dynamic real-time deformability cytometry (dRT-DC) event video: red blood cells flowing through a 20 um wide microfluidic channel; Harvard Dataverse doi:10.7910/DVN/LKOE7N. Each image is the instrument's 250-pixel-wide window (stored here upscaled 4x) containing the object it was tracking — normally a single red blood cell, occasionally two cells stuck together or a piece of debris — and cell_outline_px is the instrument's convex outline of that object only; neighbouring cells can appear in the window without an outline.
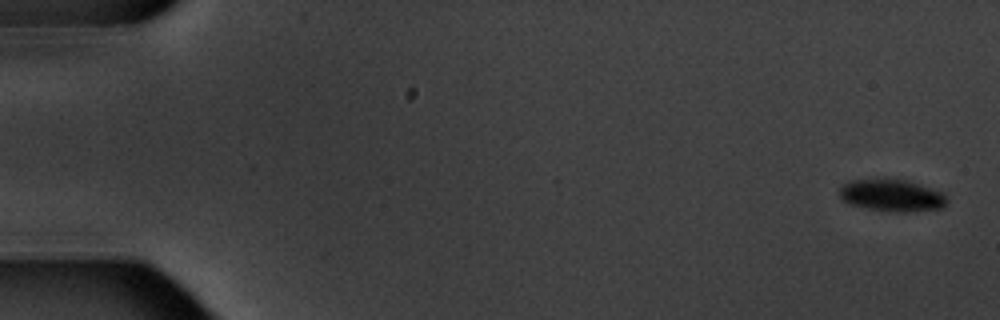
{"species": "common noctule bat (a hibernating species)", "species_latin": "Nyctalus noctula", "temperature_condition": "warm", "stored_images_in_passage": 6, "camera_frame_rate_fps": 3000, "um_per_image_px": 0.085, "animal": {"sex": "male", "body_mass_g": 20.1, "forearm_length_mm": 53.5}, "frame": {"image": 1, "passage_image": 1, "time_ms": 0.0, "image_size_px": [1000, 320], "cell_outline_px": [[948, 200], [944, 208], [904, 212], [896, 212], [868, 208], [848, 204], [840, 196], [840, 188], [844, 184], [852, 180], [908, 180], [944, 192]], "centroid_in_image_um": [75.87, 16.62], "position_along_channel_um": 9.1, "area_um2": 19.88}}
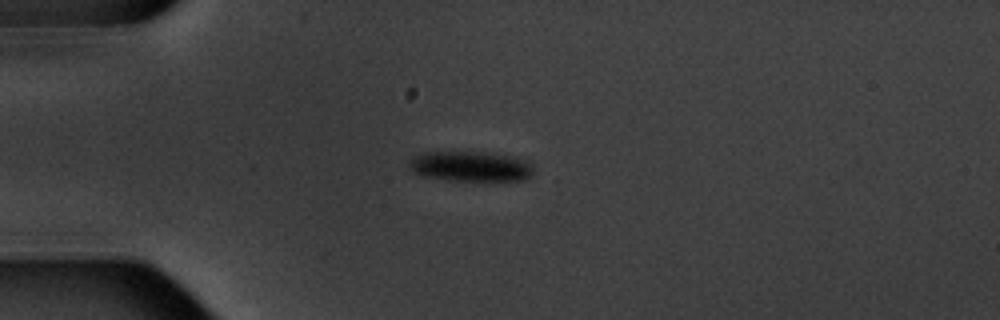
{"frame": {"image": 2, "passage_image": 5, "time_ms": 4.667, "image_size_px": [1000, 320], "cell_outline_px": [[532, 176], [524, 180], [452, 180], [424, 176], [416, 172], [408, 164], [408, 160], [424, 152], [488, 152], [508, 156], [520, 160], [528, 164], [532, 168]], "centroid_in_image_um": [39.97, 14.14], "position_along_channel_um": 45.0, "area_um2": 21.27}}